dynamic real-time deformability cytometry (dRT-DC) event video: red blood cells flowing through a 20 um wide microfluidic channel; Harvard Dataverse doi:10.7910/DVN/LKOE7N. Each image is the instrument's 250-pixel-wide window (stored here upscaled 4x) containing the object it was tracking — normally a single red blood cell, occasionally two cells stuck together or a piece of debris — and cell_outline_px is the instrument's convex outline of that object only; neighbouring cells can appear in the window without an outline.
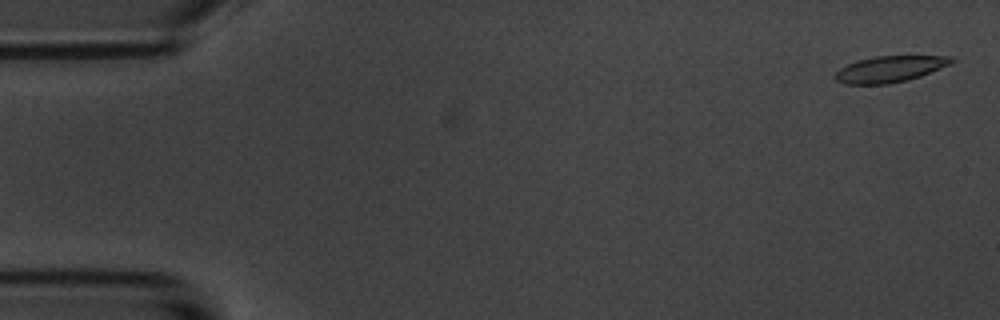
{"species": "common noctule bat (a hibernating species)", "species_latin": "Nyctalus noctula", "temperature_condition": "room temperature", "stored_images_in_passage": 4, "camera_frame_rate_fps": 3000, "um_per_image_px": 0.085, "animal": {"sex": "male", "body_mass_g": 20.1, "forearm_length_mm": 53.5}, "frame": {"image": 1, "passage_image": 1, "time_ms": 0.0, "image_size_px": [1000, 320], "cell_outline_px": [[956, 60], [952, 64], [920, 76], [908, 80], [888, 84], [844, 84], [836, 80], [836, 72], [840, 68], [848, 64], [860, 60], [876, 56], [952, 56]], "centroid_in_image_um": [75.69, 5.87], "position_along_channel_um": 9.3, "area_um2": 17.69}}
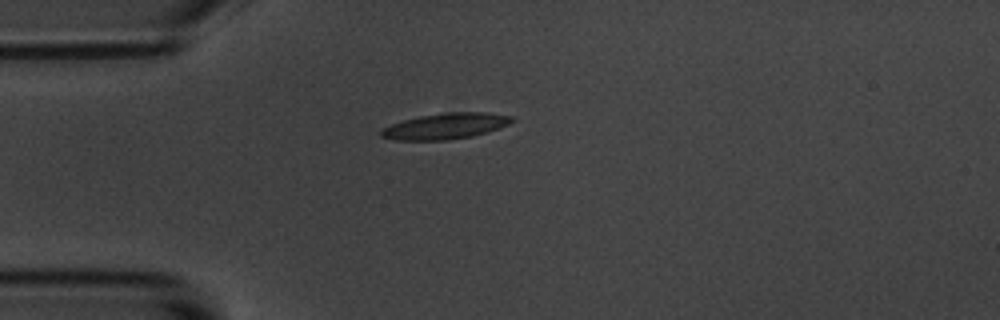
{"frame": {"image": 2, "passage_image": 4, "time_ms": 4.333, "image_size_px": [1000, 320], "cell_outline_px": [[516, 120], [508, 124], [472, 136], [448, 140], [396, 140], [380, 136], [380, 132], [384, 128], [392, 124], [404, 120], [420, 116], [448, 112], [488, 112], [512, 116]], "centroid_in_image_um": [37.87, 10.71], "position_along_channel_um": 47.1, "area_um2": 19.48}}